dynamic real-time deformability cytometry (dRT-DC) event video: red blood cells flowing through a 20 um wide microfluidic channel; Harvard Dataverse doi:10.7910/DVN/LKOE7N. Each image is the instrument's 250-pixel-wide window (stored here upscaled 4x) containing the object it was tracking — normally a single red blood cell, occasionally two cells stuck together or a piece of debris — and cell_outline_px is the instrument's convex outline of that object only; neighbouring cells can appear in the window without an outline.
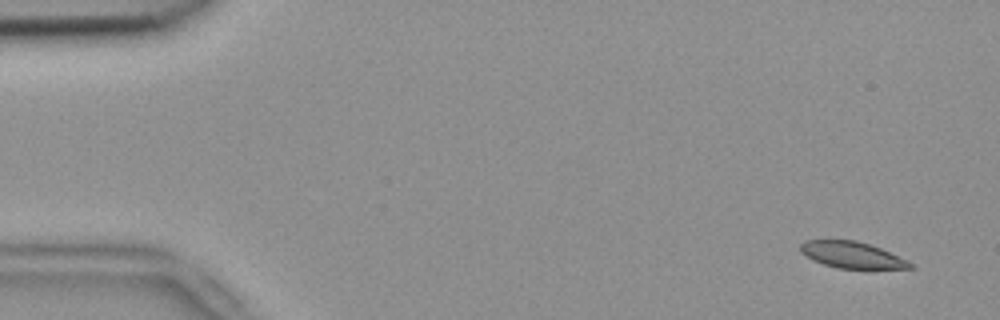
{"species": "common noctule bat (a hibernating species)", "species_latin": "Nyctalus noctula", "temperature_condition": "room temperature", "stored_images_in_passage": 55, "camera_frame_rate_fps": 3000, "um_per_image_px": 0.085, "animal": {"sex": "female", "body_mass_g": 18.4}, "frame": {"image": 1, "passage_image": 3, "time_ms": 0.667, "image_size_px": [1000, 320], "cell_outline_px": [[916, 268], [836, 268], [812, 260], [800, 252], [800, 244], [804, 240], [856, 240], [880, 248], [908, 260]], "centroid_in_image_um": [72.38, 21.66], "position_along_channel_um": 12.6, "area_um2": 16.76}}
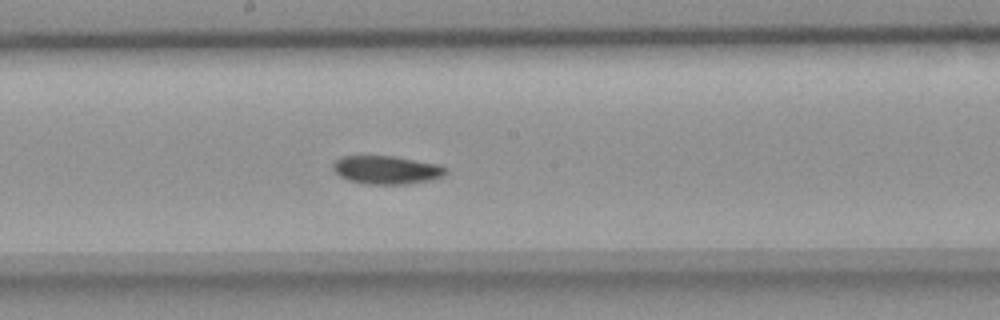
{"frame": {"image": 2, "passage_image": 29, "time_ms": 9.333, "image_size_px": [1000, 320], "cell_outline_px": [[448, 172], [444, 176], [432, 180], [408, 184], [360, 184], [348, 180], [340, 176], [332, 168], [332, 164], [336, 160], [344, 156], [392, 156], [436, 164], [448, 168]], "centroid_in_image_um": [32.87, 14.46], "position_along_channel_um": 215.3, "area_um2": 18.67}}
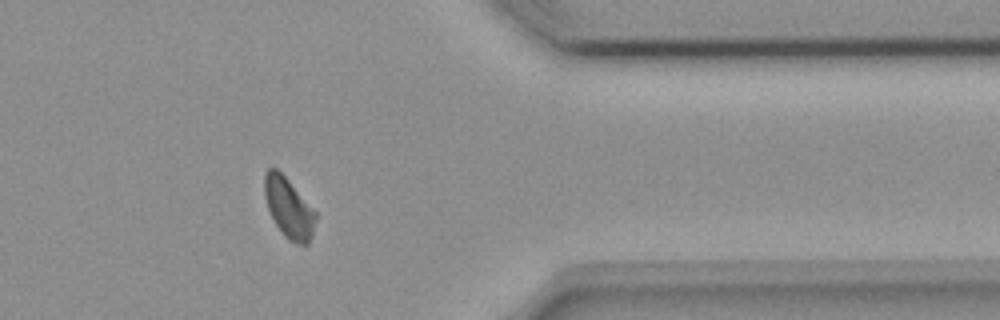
{"frame": {"image": 3, "passage_image": 44, "time_ms": 14.333, "image_size_px": [1000, 320], "cell_outline_px": [[316, 216], [312, 232], [308, 244], [296, 244], [288, 240], [284, 236], [276, 224], [268, 208], [264, 196], [264, 172], [268, 168], [276, 168], [288, 180], [316, 212]], "centroid_in_image_um": [24.52, 17.66], "position_along_channel_um": 386.9, "area_um2": 17.63}, "authors_computed_cell_mechanics": {"area_um2": 18.496, "velocity_mm_per_s": 3.7541, "shape_relaxation_time_tau1_ms": null, "shape_relaxation_time_tau2_ms": 4.862, "deformation_change_tau1": null, "deformation_change_tau2": 0.0779}}